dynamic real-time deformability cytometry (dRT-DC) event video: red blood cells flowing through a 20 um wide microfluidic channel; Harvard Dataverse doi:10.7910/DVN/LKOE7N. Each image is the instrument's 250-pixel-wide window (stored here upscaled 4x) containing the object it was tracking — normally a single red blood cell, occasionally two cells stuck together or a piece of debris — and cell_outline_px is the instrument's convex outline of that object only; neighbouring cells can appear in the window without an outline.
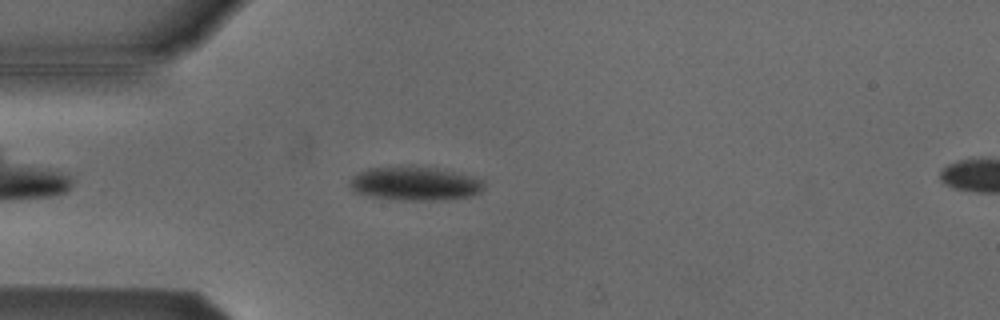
{"species": "Egyptian fruit bat (a non-hibernating species)", "species_latin": "Rousettus aegyptiacus", "temperature_condition": "cold", "stored_images_in_passage": 7, "segment_of_instrument_passage": [1, 2], "camera_frame_rate_fps": 3000, "um_per_image_px": 0.085, "animal": {"sex": "male"}, "frame": {"image": 1, "passage_image": 6, "time_ms": 1.667, "image_size_px": [1000, 320], "cell_outline_px": [[484, 188], [480, 192], [472, 196], [432, 200], [404, 200], [372, 196], [352, 192], [348, 184], [352, 176], [368, 168], [436, 168], [472, 176], [484, 180]], "centroid_in_image_um": [35.27, 15.63], "position_along_channel_um": 49.7, "area_um2": 25.84}}